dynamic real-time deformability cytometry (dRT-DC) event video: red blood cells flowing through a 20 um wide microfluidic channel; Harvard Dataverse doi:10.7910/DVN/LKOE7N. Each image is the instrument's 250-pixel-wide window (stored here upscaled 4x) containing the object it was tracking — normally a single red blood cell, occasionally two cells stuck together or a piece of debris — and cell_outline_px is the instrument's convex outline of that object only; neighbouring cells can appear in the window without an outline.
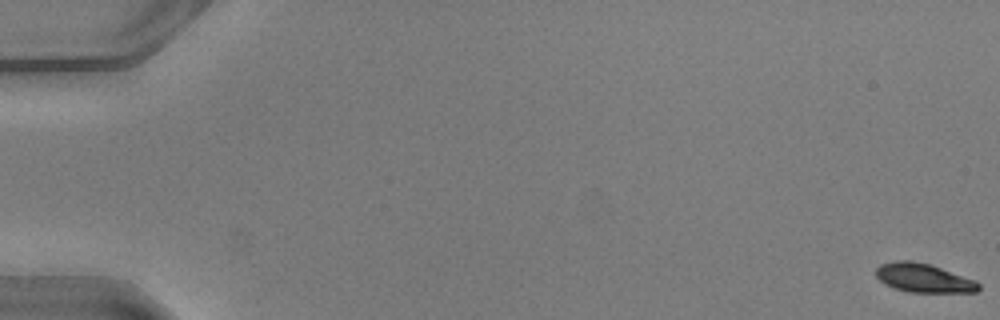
{"species": "common noctule bat (a hibernating species)", "species_latin": "Nyctalus noctula", "temperature_condition": "warm", "stored_images_in_passage": 12, "camera_frame_rate_fps": 3000, "um_per_image_px": 0.085, "animal": {"sex": "male", "body_mass_g": 20.5, "forearm_length_mm": 52.5}, "frame": {"image": 1, "passage_image": 1, "time_ms": 0.0, "image_size_px": [1000, 320], "cell_outline_px": [[980, 288], [976, 292], [908, 292], [884, 284], [876, 276], [876, 268], [880, 264], [896, 260], [912, 260], [928, 264], [976, 280], [980, 284]], "centroid_in_image_um": [78.49, 23.62], "position_along_channel_um": 6.5, "area_um2": 17.17}}